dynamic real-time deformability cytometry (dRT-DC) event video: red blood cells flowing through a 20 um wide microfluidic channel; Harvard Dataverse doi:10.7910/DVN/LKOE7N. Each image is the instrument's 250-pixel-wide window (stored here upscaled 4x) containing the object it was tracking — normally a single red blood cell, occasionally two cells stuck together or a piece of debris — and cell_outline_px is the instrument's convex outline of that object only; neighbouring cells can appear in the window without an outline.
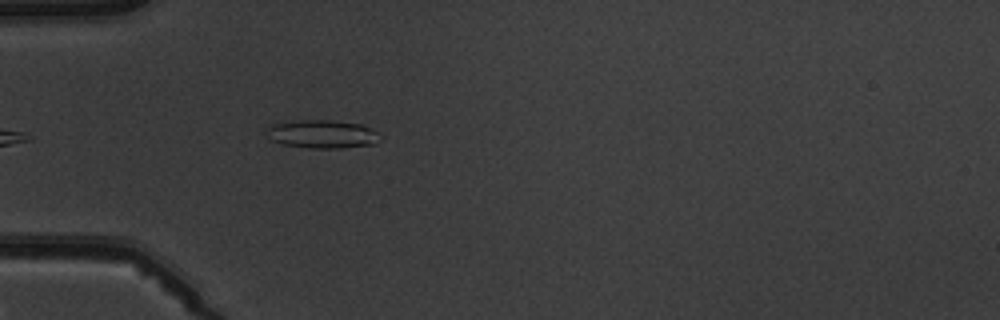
{"species": "common noctule bat (a hibernating species)", "species_latin": "Nyctalus noctula", "temperature_condition": "warm", "stored_images_in_passage": 5, "camera_frame_rate_fps": 3000, "um_per_image_px": 0.085, "animal": {"sex": "male", "body_mass_g": 19.5, "forearm_length_mm": 54.6}, "frame": {"image": 1, "passage_image": 5, "time_ms": 4.667, "image_size_px": [1000, 320], "cell_outline_px": [[380, 140], [376, 144], [340, 148], [308, 148], [284, 144], [272, 140], [264, 128], [272, 124], [300, 120], [332, 120], [360, 124], [376, 132]], "centroid_in_image_um": [27.37, 11.4], "position_along_channel_um": 57.6, "area_um2": 18.55}}